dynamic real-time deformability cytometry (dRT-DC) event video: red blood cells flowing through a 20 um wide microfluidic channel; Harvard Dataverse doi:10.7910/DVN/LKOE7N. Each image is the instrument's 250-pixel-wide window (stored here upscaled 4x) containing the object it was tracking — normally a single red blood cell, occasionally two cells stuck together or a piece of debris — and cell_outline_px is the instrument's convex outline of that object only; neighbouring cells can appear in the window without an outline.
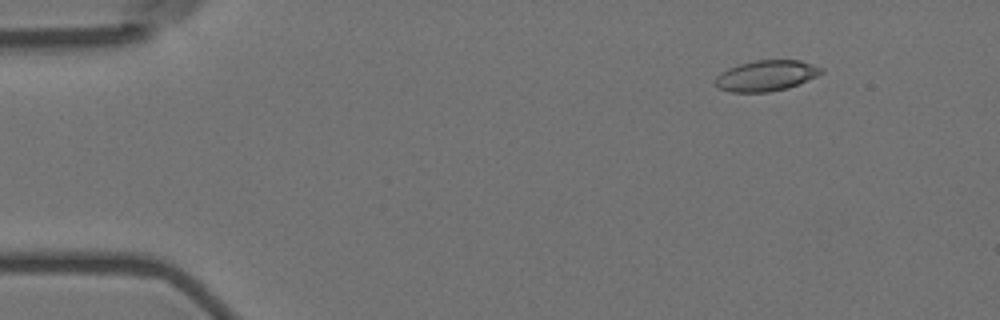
{"species": "Egyptian fruit bat (a non-hibernating species)", "species_latin": "Rousettus aegyptiacus", "temperature_condition": "room temperature", "stored_images_in_passage": 51, "camera_frame_rate_fps": 3000, "um_per_image_px": 0.085, "animal": {"sex": "female"}, "frame": {"image": 1, "passage_image": 1, "time_ms": 0.0, "image_size_px": [1000, 320], "cell_outline_px": [[824, 72], [816, 76], [788, 88], [768, 92], [732, 92], [716, 88], [716, 76], [720, 72], [728, 68], [740, 64], [756, 60], [800, 60], [824, 68]], "centroid_in_image_um": [65.12, 6.43], "position_along_channel_um": 19.9, "area_um2": 18.96}}
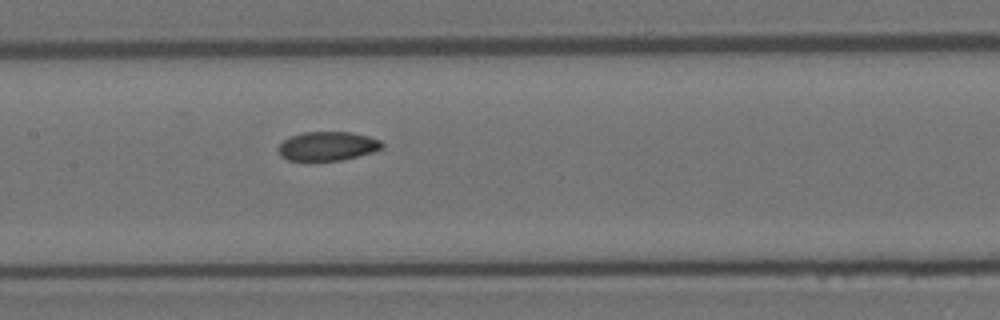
{"frame": {"image": 2, "passage_image": 22, "time_ms": 7.0, "image_size_px": [1000, 320], "cell_outline_px": [[384, 148], [372, 152], [340, 160], [288, 160], [280, 156], [276, 148], [288, 136], [304, 132], [352, 132], [368, 136], [380, 140], [384, 144]], "centroid_in_image_um": [27.82, 12.41], "position_along_channel_um": 179.6, "area_um2": 17.57}}
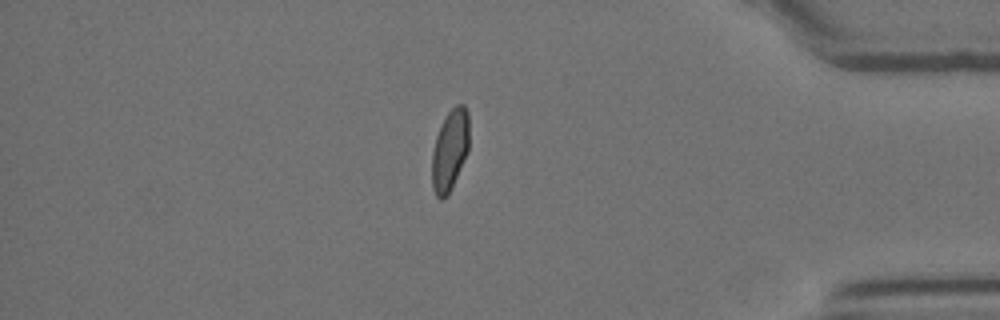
{"frame": {"image": 3, "passage_image": 43, "time_ms": 14.0, "image_size_px": [1000, 320], "cell_outline_px": [[468, 152], [444, 200], [440, 200], [436, 196], [432, 188], [432, 152], [436, 136], [448, 112], [456, 104], [464, 104], [468, 112]], "centroid_in_image_um": [38.23, 12.75], "position_along_channel_um": 397.0, "area_um2": 17.28}, "authors_computed_cell_mechanics": {"area_um2": 18.207, "velocity_mm_per_s": 3.5694, "shape_relaxation_time_tau1_ms": null, "shape_relaxation_time_tau2_ms": 1.5327, "deformation_change_tau1": null, "deformation_change_tau2": 0.0457}}